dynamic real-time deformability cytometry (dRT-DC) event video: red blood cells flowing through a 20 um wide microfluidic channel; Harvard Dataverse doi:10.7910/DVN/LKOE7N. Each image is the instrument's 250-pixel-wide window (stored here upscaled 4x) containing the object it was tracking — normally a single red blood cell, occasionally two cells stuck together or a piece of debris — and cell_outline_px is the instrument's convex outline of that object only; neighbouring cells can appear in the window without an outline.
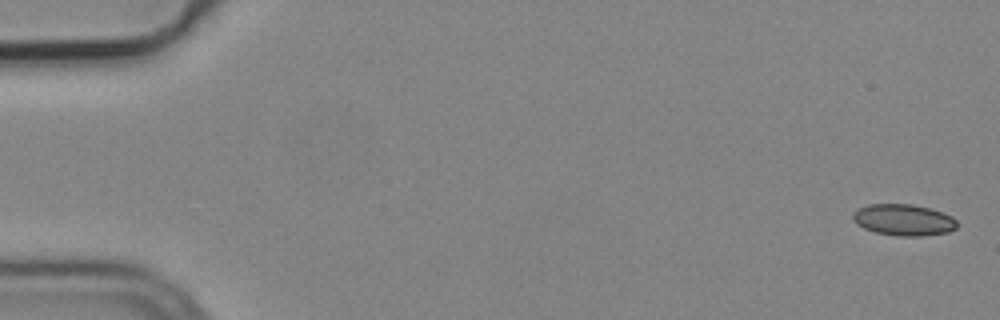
{"species": "common noctule bat (a hibernating species)", "species_latin": "Nyctalus noctula", "temperature_condition": "cold", "stored_images_in_passage": 4, "camera_frame_rate_fps": 3000, "um_per_image_px": 0.085, "animal": {"sex": "male", "body_mass_g": 19.2, "forearm_length_mm": 51.8}, "frame": {"image": 1, "passage_image": 1, "time_ms": 0.0, "image_size_px": [1000, 320], "cell_outline_px": [[956, 228], [948, 232], [924, 236], [900, 236], [876, 232], [864, 228], [856, 224], [852, 220], [852, 212], [868, 204], [912, 204], [928, 208], [952, 216], [956, 220]], "centroid_in_image_um": [76.78, 18.69], "position_along_channel_um": 8.2, "area_um2": 19.02}}
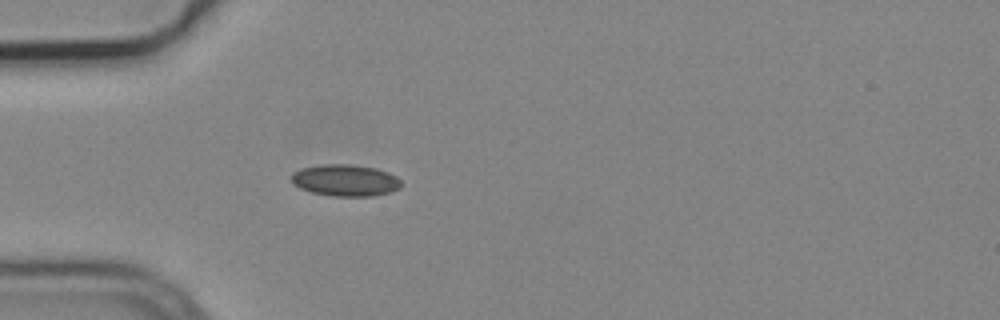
{"frame": {"image": 2, "passage_image": 4, "time_ms": 1.0, "image_size_px": [1000, 320], "cell_outline_px": [[400, 188], [392, 192], [372, 196], [332, 196], [312, 192], [300, 188], [292, 184], [292, 172], [300, 168], [324, 164], [348, 164], [376, 168], [388, 172], [396, 176], [400, 180]], "centroid_in_image_um": [29.35, 15.33], "position_along_channel_um": 55.7, "area_um2": 20.35}}